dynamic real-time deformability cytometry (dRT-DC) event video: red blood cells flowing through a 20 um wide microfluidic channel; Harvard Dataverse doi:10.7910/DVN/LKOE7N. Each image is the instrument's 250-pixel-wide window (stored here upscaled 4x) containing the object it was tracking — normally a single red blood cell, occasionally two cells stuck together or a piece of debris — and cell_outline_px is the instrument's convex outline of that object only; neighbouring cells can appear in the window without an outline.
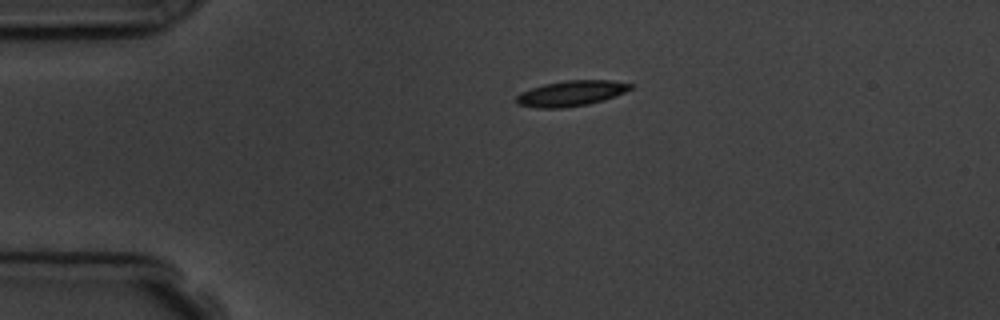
{"species": "common noctule bat (a hibernating species)", "species_latin": "Nyctalus noctula", "temperature_condition": "room temperature", "stored_images_in_passage": 2, "camera_frame_rate_fps": 3000, "um_per_image_px": 0.085, "animal": {"sex": "male", "body_mass_g": 19.5, "forearm_length_mm": 54.6}, "frame": {"image": 1, "passage_image": 1, "time_ms": 0.0, "image_size_px": [1000, 320], "cell_outline_px": [[632, 88], [616, 96], [604, 100], [588, 104], [564, 108], [536, 108], [516, 104], [516, 96], [520, 92], [544, 84], [564, 80], [612, 80], [632, 84]], "centroid_in_image_um": [48.53, 7.94], "position_along_channel_um": 36.5, "area_um2": 17.05}}